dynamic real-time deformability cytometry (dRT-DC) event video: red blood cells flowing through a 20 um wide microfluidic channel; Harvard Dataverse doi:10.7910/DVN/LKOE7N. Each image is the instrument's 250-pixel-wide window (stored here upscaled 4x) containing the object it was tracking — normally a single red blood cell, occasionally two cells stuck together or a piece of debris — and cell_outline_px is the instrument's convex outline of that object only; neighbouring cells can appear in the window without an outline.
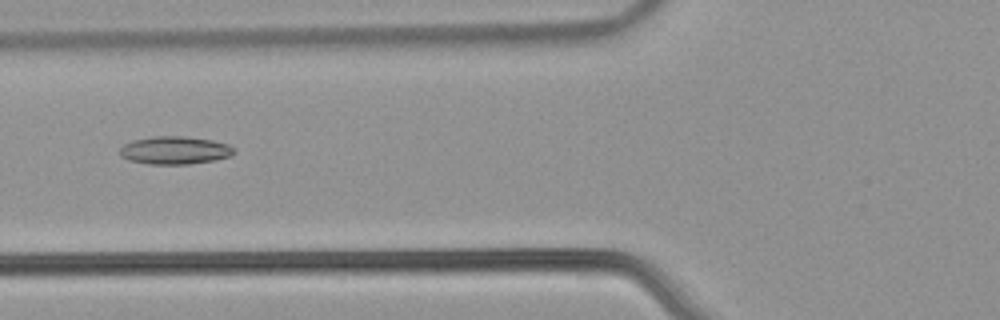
{"species": "common noctule bat (a hibernating species)", "species_latin": "Nyctalus noctula", "temperature_condition": "warm", "stored_images_in_passage": 53, "camera_frame_rate_fps": 3000, "um_per_image_px": 0.085, "animal": {"sex": "male", "body_mass_g": 21.5, "forearm_length_mm": 52.0}, "frame": {"image": 1, "passage_image": 21, "time_ms": 6.667, "image_size_px": [1000, 320], "cell_outline_px": [[236, 152], [232, 156], [216, 160], [188, 164], [148, 164], [128, 160], [120, 156], [120, 148], [124, 144], [132, 140], [152, 136], [184, 136], [212, 140], [228, 144], [236, 148]], "centroid_in_image_um": [14.88, 12.77], "position_along_channel_um": 110.9, "area_um2": 18.84}}
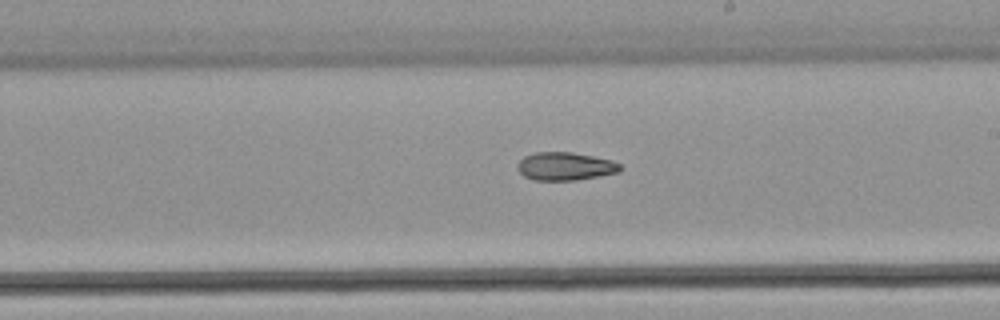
{"frame": {"image": 2, "passage_image": 31, "time_ms": 10.0, "image_size_px": [1000, 320], "cell_outline_px": [[624, 168], [620, 172], [600, 176], [576, 180], [532, 180], [524, 176], [516, 168], [516, 164], [524, 156], [532, 152], [572, 152], [612, 160], [620, 164]], "centroid_in_image_um": [48.04, 14.13], "position_along_channel_um": 241.0, "area_um2": 17.05}}
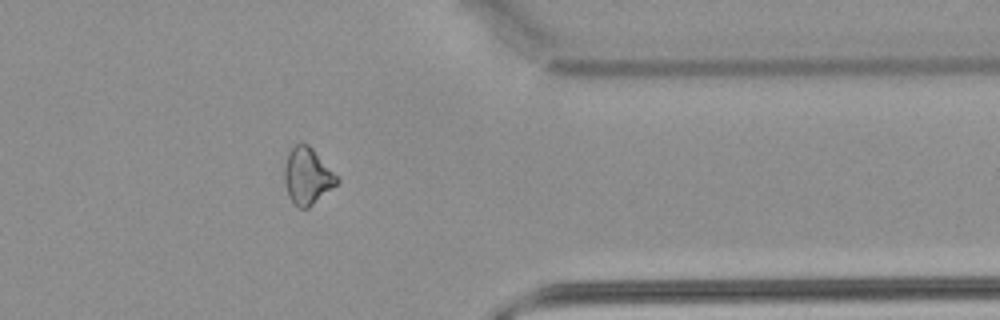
{"frame": {"image": 3, "passage_image": 43, "time_ms": 14.0, "image_size_px": [1000, 320], "cell_outline_px": [[340, 180], [336, 184], [308, 208], [300, 208], [288, 196], [284, 180], [284, 168], [288, 152], [300, 140], [308, 144], [312, 148]], "centroid_in_image_um": [26.09, 14.93], "position_along_channel_um": 385.3, "area_um2": 16.99}}